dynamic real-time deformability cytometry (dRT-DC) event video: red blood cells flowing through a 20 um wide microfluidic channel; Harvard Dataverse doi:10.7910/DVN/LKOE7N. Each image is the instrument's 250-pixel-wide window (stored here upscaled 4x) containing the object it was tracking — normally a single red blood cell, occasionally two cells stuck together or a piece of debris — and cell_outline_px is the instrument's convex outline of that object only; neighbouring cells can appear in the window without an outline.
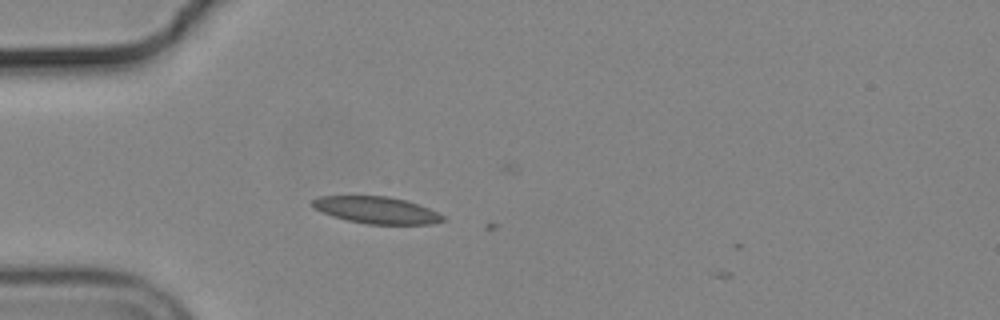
{"species": "common noctule bat (a hibernating species)", "species_latin": "Nyctalus noctula", "temperature_condition": "cold", "stored_images_in_passage": 4, "camera_frame_rate_fps": 3000, "um_per_image_px": 0.085, "animal": {"sex": "male", "body_mass_g": 19.2, "forearm_length_mm": 51.8}, "frame": {"image": 1, "passage_image": 3, "time_ms": 0.667, "image_size_px": [1000, 320], "cell_outline_px": [[448, 220], [432, 224], [368, 224], [348, 220], [332, 216], [316, 208], [312, 204], [312, 200], [320, 196], [388, 196], [404, 200], [428, 208], [444, 216]], "centroid_in_image_um": [32.04, 17.86], "position_along_channel_um": 53.0, "area_um2": 20.17}}